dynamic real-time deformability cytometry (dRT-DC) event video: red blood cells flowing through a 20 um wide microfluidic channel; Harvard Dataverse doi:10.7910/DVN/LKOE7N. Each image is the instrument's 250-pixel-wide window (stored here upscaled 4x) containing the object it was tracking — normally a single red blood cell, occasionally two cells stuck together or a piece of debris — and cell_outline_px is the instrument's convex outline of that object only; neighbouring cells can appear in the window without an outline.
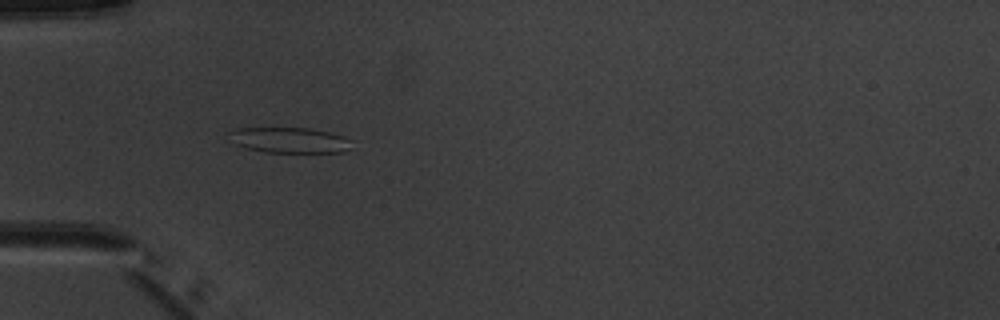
{"species": "common noctule bat (a hibernating species)", "species_latin": "Nyctalus noctula", "temperature_condition": "warm", "stored_images_in_passage": 7, "camera_frame_rate_fps": 3000, "um_per_image_px": 0.085, "animal": {"sex": "male", "body_mass_g": 20.1, "forearm_length_mm": 53.5}, "frame": {"image": 1, "passage_image": 5, "time_ms": 5.333, "image_size_px": [1000, 320], "cell_outline_px": [[352, 140], [348, 148], [344, 152], [264, 152], [244, 148], [236, 144], [228, 132], [240, 128], [308, 128], [328, 132], [344, 136]], "centroid_in_image_um": [24.62, 11.91], "position_along_channel_um": 60.4, "area_um2": 18.03}}
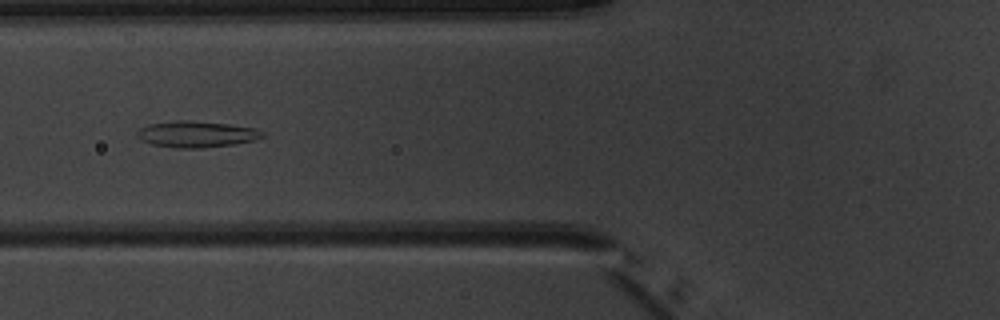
{"frame": {"image": 2, "passage_image": 6, "time_ms": 6.667, "image_size_px": [1000, 320], "cell_outline_px": [[264, 136], [256, 140], [232, 144], [200, 148], [176, 148], [152, 144], [140, 140], [136, 136], [136, 132], [140, 128], [148, 124], [176, 120], [188, 120], [228, 124], [256, 128], [264, 132]], "centroid_in_image_um": [16.68, 11.4], "position_along_channel_um": 109.1, "area_um2": 19.25}}
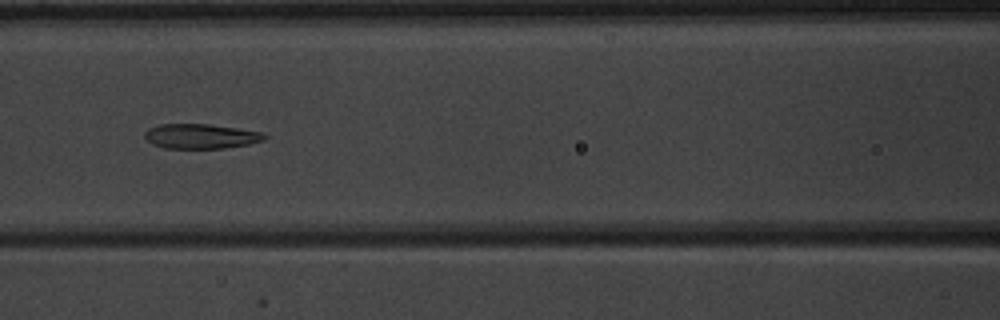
{"frame": {"image": 3, "passage_image": 7, "time_ms": 7.667, "image_size_px": [1000, 320], "cell_outline_px": [[268, 136], [264, 140], [248, 144], [224, 148], [164, 148], [152, 144], [144, 136], [144, 132], [148, 128], [160, 124], [208, 124], [264, 132]], "centroid_in_image_um": [17.07, 11.58], "position_along_channel_um": 149.5, "area_um2": 17.28}}